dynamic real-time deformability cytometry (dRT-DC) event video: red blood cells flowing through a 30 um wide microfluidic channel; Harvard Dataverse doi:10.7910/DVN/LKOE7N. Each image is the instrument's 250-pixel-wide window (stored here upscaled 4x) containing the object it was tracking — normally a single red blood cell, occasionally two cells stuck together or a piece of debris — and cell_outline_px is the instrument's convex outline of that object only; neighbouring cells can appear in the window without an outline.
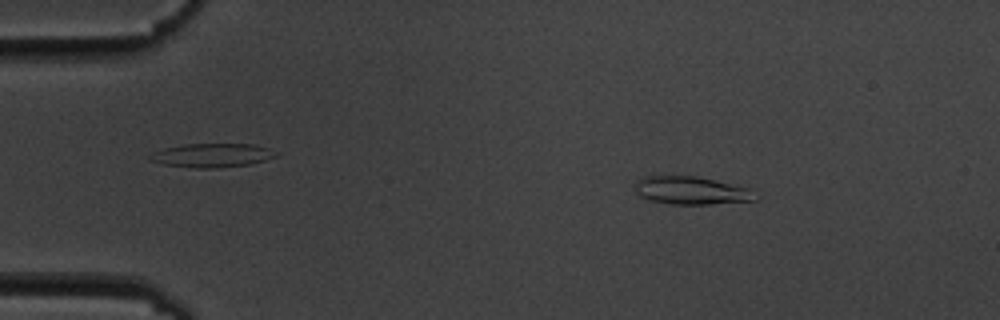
{"species": "common noctule bat (a hibernating species)", "species_latin": "Nyctalus noctula", "temperature_condition": "cold", "stored_images_in_passage": 4, "camera_frame_rate_fps": 3000, "um_per_image_px": 0.085, "animal": {"sex": "male", "body_mass_g": 19.5, "forearm_length_mm": 54.6}, "frame": {"image": 1, "passage_image": 2, "time_ms": 1.333, "image_size_px": [1000, 320], "cell_outline_px": [[756, 200], [708, 204], [672, 204], [652, 200], [640, 196], [636, 192], [636, 180], [644, 176], [696, 176], [748, 188]], "centroid_in_image_um": [58.68, 16.19], "position_along_channel_um": 26.3, "area_um2": 19.07}}